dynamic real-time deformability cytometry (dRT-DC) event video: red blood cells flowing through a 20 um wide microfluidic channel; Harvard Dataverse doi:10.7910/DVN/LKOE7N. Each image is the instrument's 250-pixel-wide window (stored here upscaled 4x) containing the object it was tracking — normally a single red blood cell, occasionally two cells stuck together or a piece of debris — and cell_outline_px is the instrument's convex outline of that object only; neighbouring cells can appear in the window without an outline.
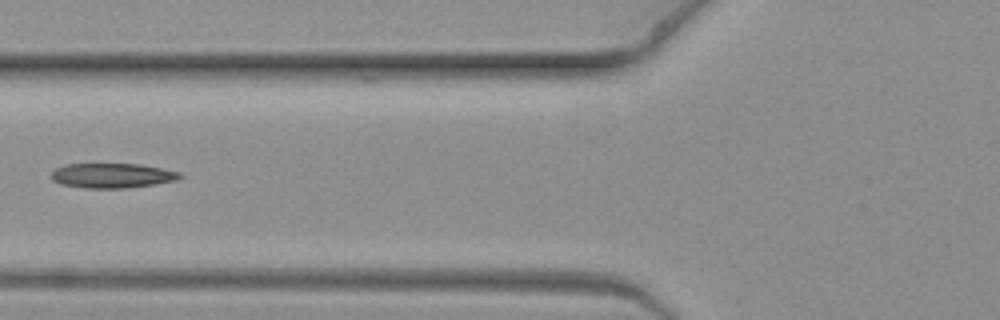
{"species": "common noctule bat (a hibernating species)", "species_latin": "Nyctalus noctula", "temperature_condition": "warm", "stored_images_in_passage": 8, "camera_frame_rate_fps": 3000, "um_per_image_px": 0.085, "animal": {"sex": "female", "body_mass_g": 19.3, "forearm_length_mm": 54.1}, "frame": {"image": 1, "passage_image": 5, "time_ms": 1.333, "image_size_px": [1000, 320], "cell_outline_px": [[184, 176], [176, 180], [156, 184], [128, 188], [84, 188], [60, 184], [52, 180], [52, 172], [56, 168], [64, 164], [140, 164], [180, 172]], "centroid_in_image_um": [9.54, 14.93], "position_along_channel_um": 116.3, "area_um2": 18.61}}
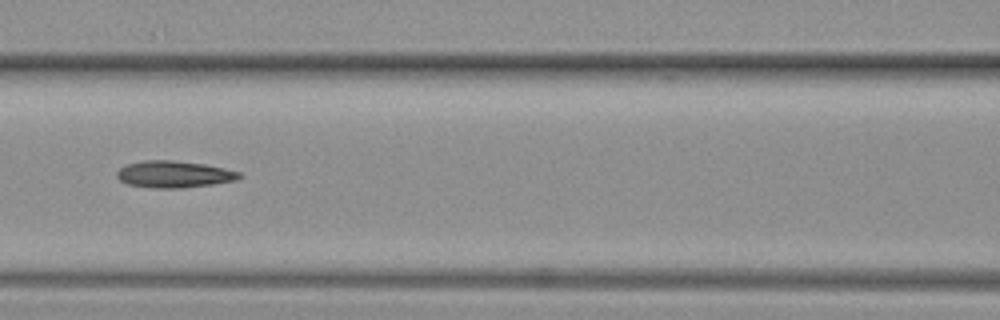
{"frame": {"image": 2, "passage_image": 6, "time_ms": 1.667, "image_size_px": [1000, 320], "cell_outline_px": [[244, 176], [236, 180], [212, 184], [180, 188], [152, 188], [128, 184], [120, 180], [116, 176], [116, 172], [120, 168], [128, 164], [144, 160], [172, 160], [204, 164], [224, 168], [240, 172]], "centroid_in_image_um": [14.8, 14.81], "position_along_channel_um": 151.8, "area_um2": 19.07}}
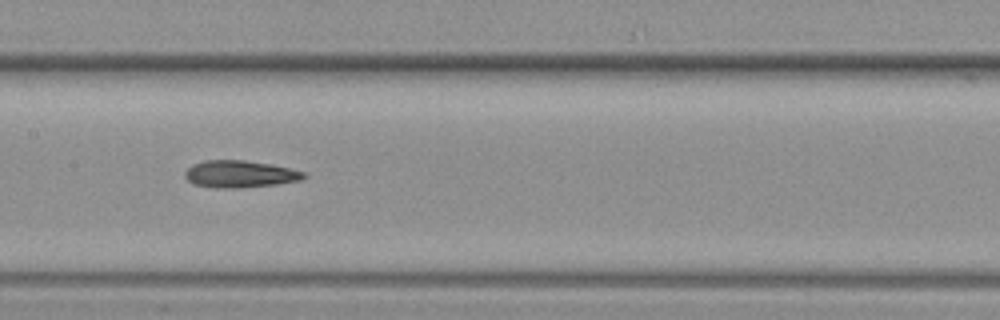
{"frame": {"image": 3, "passage_image": 7, "time_ms": 2.0, "image_size_px": [1000, 320], "cell_outline_px": [[308, 176], [300, 180], [276, 184], [240, 188], [216, 188], [196, 184], [188, 180], [184, 176], [184, 172], [192, 164], [204, 160], [244, 160], [268, 164], [288, 168], [304, 172]], "centroid_in_image_um": [20.36, 14.79], "position_along_channel_um": 187.0, "area_um2": 18.61}}